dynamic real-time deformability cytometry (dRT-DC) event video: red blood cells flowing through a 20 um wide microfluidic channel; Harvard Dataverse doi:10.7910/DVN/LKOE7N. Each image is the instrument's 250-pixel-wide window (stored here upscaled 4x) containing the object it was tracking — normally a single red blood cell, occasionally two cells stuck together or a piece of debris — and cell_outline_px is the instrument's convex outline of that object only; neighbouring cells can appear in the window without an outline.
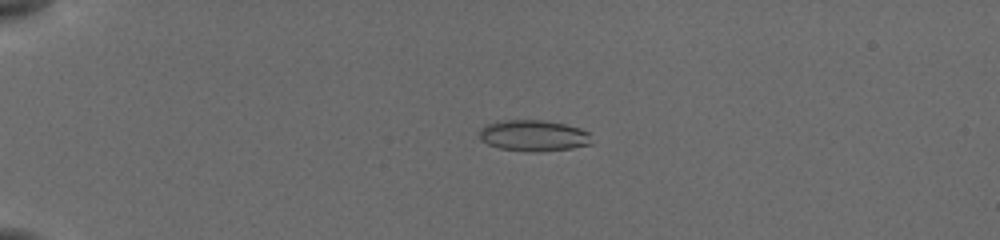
{"species": "common noctule bat (a hibernating species)", "species_latin": "Nyctalus noctula", "temperature_condition": "cold", "stored_images_in_passage": 32, "camera_frame_rate_fps": 3000, "um_per_image_px": 0.085, "animal": {"sex": "female", "body_mass_g": 19.5, "forearm_length_mm": 54.1}, "frame": {"image": 1, "passage_image": 23, "time_ms": 4.667, "image_size_px": [1000, 240], "cell_outline_px": [[592, 144], [572, 148], [536, 152], [500, 148], [488, 144], [480, 140], [480, 128], [484, 124], [504, 120], [540, 120], [564, 124], [580, 128], [588, 132]], "centroid_in_image_um": [45.33, 11.52], "position_along_channel_um": 39.7, "area_um2": 20.29}}